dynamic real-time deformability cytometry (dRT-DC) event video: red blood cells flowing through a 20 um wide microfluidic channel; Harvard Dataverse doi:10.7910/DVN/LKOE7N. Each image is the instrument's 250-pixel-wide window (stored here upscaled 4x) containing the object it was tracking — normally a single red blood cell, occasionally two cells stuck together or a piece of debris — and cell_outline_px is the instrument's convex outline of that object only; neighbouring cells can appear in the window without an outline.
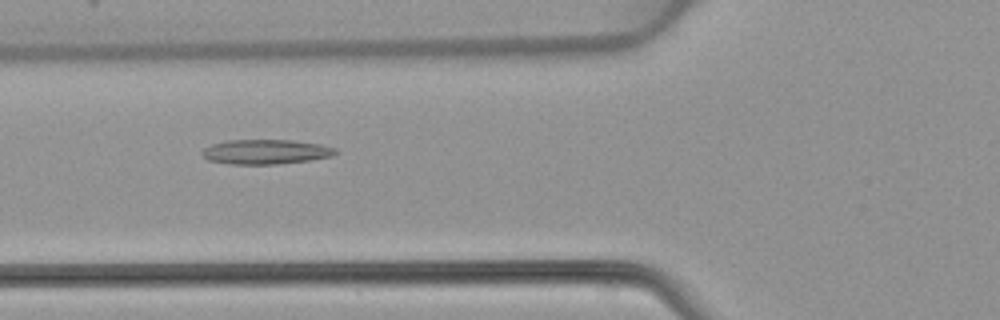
{"species": "common noctule bat (a hibernating species)", "species_latin": "Nyctalus noctula", "temperature_condition": "warm", "stored_images_in_passage": 48, "camera_frame_rate_fps": 3000, "um_per_image_px": 0.085, "animal": {"sex": "female", "body_mass_g": 22.7, "forearm_length_mm": 54.2}, "frame": {"image": 1, "passage_image": 18, "time_ms": 5.667, "image_size_px": [1000, 320], "cell_outline_px": [[340, 152], [332, 156], [308, 160], [276, 164], [228, 164], [208, 160], [200, 152], [204, 148], [212, 144], [228, 140], [292, 140], [320, 144], [336, 148]], "centroid_in_image_um": [22.59, 12.9], "position_along_channel_um": 103.2, "area_um2": 19.19}}
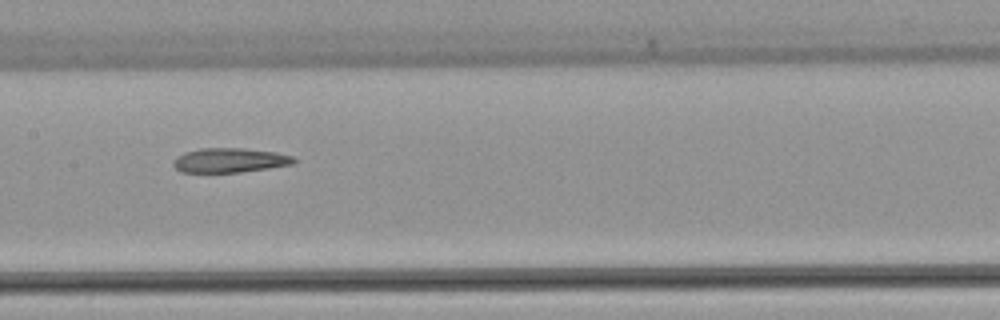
{"frame": {"image": 2, "passage_image": 24, "time_ms": 7.667, "image_size_px": [1000, 320], "cell_outline_px": [[296, 160], [292, 164], [268, 168], [240, 172], [180, 172], [172, 164], [172, 160], [176, 156], [184, 152], [200, 148], [244, 148], [276, 152], [296, 156]], "centroid_in_image_um": [19.51, 13.61], "position_along_channel_um": 187.9, "area_um2": 17.34}}
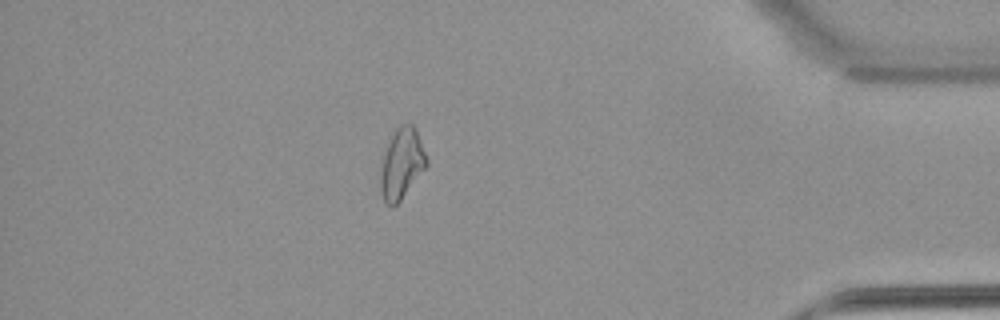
{"frame": {"image": 3, "passage_image": 42, "time_ms": 13.667, "image_size_px": [1000, 320], "cell_outline_px": [[428, 164], [400, 200], [392, 208], [384, 200], [380, 192], [380, 176], [384, 156], [388, 144], [396, 128], [400, 124], [412, 124], [416, 128], [428, 160]], "centroid_in_image_um": [34.15, 13.91], "position_along_channel_um": 401.0, "area_um2": 18.55}}